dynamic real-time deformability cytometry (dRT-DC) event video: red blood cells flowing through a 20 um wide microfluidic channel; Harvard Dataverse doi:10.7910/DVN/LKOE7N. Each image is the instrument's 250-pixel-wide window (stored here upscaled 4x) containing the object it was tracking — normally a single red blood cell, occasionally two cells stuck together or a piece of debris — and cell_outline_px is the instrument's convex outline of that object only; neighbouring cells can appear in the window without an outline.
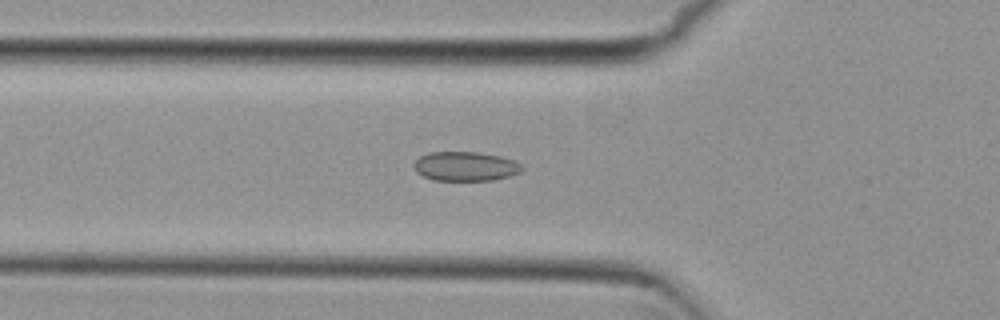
{"species": "common noctule bat (a hibernating species)", "species_latin": "Nyctalus noctula", "temperature_condition": "cold", "stored_images_in_passage": 49, "camera_frame_rate_fps": 3000, "um_per_image_px": 0.085, "animal": {"sex": "female", "body_mass_g": 29.2, "forearm_length_mm": 56.3}, "frame": {"image": 1, "passage_image": 13, "time_ms": 4.0, "image_size_px": [1000, 320], "cell_outline_px": [[524, 168], [520, 172], [508, 176], [492, 180], [432, 180], [416, 172], [412, 164], [420, 156], [428, 152], [480, 152], [500, 156], [516, 160]], "centroid_in_image_um": [39.55, 14.13], "position_along_channel_um": 86.2, "area_um2": 18.55}}
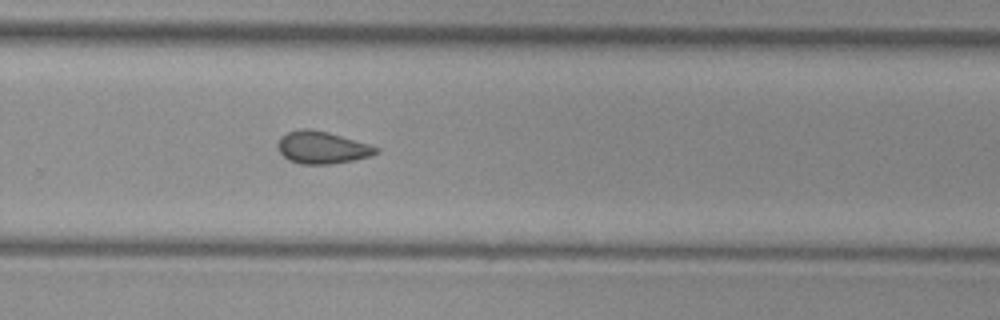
{"frame": {"image": 2, "passage_image": 30, "time_ms": 9.667, "image_size_px": [1000, 320], "cell_outline_px": [[380, 152], [372, 156], [332, 164], [300, 164], [288, 160], [280, 152], [276, 144], [280, 136], [288, 132], [300, 128], [308, 128], [328, 132], [368, 144], [380, 148]], "centroid_in_image_um": [27.36, 12.54], "position_along_channel_um": 302.4, "area_um2": 18.61}}
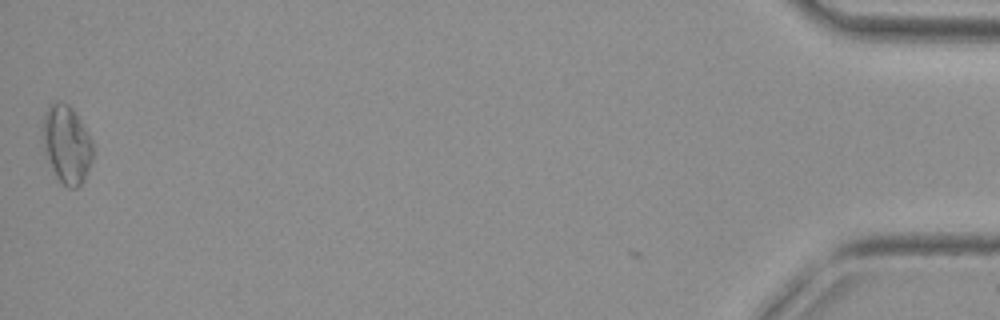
{"frame": {"image": 3, "passage_image": 48, "time_ms": 15.667, "image_size_px": [1000, 320], "cell_outline_px": [[92, 160], [84, 180], [76, 188], [68, 188], [56, 176], [52, 168], [44, 148], [44, 116], [48, 108], [56, 100], [60, 100], [68, 104], [72, 108], [88, 132], [92, 140]], "centroid_in_image_um": [5.7, 12.26], "position_along_channel_um": 429.5, "area_um2": 22.31}, "authors_computed_cell_mechanics": {"area_um2": 18.6116, "velocity_mm_per_s": 3.8054, "shape_relaxation_time_tau1_ms": null, "shape_relaxation_time_tau2_ms": 2.6633, "deformation_change_tau1": null, "deformation_change_tau2": 0.0814}}